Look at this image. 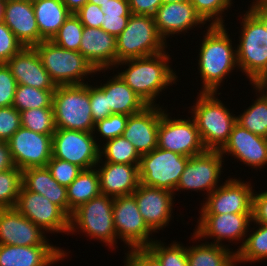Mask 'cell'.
<instances>
[{
    "mask_svg": "<svg viewBox=\"0 0 267 266\" xmlns=\"http://www.w3.org/2000/svg\"><path fill=\"white\" fill-rule=\"evenodd\" d=\"M68 10L75 14L88 0H62Z\"/></svg>",
    "mask_w": 267,
    "mask_h": 266,
    "instance_id": "11a10c76",
    "label": "cell"
},
{
    "mask_svg": "<svg viewBox=\"0 0 267 266\" xmlns=\"http://www.w3.org/2000/svg\"><path fill=\"white\" fill-rule=\"evenodd\" d=\"M54 91L17 85L12 106L19 112L35 108H53Z\"/></svg>",
    "mask_w": 267,
    "mask_h": 266,
    "instance_id": "8d00e7d4",
    "label": "cell"
},
{
    "mask_svg": "<svg viewBox=\"0 0 267 266\" xmlns=\"http://www.w3.org/2000/svg\"><path fill=\"white\" fill-rule=\"evenodd\" d=\"M216 94L221 93L200 92L195 105L191 107V117L195 120L206 150H221L236 124L235 114L230 113Z\"/></svg>",
    "mask_w": 267,
    "mask_h": 266,
    "instance_id": "3957f363",
    "label": "cell"
},
{
    "mask_svg": "<svg viewBox=\"0 0 267 266\" xmlns=\"http://www.w3.org/2000/svg\"><path fill=\"white\" fill-rule=\"evenodd\" d=\"M22 127L41 134L56 131L53 108H35L20 112Z\"/></svg>",
    "mask_w": 267,
    "mask_h": 266,
    "instance_id": "f35d334b",
    "label": "cell"
},
{
    "mask_svg": "<svg viewBox=\"0 0 267 266\" xmlns=\"http://www.w3.org/2000/svg\"><path fill=\"white\" fill-rule=\"evenodd\" d=\"M33 47L56 86L85 84L89 74L106 71L96 70L79 51L64 49L51 40H44Z\"/></svg>",
    "mask_w": 267,
    "mask_h": 266,
    "instance_id": "277c9868",
    "label": "cell"
},
{
    "mask_svg": "<svg viewBox=\"0 0 267 266\" xmlns=\"http://www.w3.org/2000/svg\"><path fill=\"white\" fill-rule=\"evenodd\" d=\"M135 201L147 226L153 231L163 230L172 220L174 193L161 188L138 185L133 193ZM174 197V198H173Z\"/></svg>",
    "mask_w": 267,
    "mask_h": 266,
    "instance_id": "ac0fdd59",
    "label": "cell"
},
{
    "mask_svg": "<svg viewBox=\"0 0 267 266\" xmlns=\"http://www.w3.org/2000/svg\"><path fill=\"white\" fill-rule=\"evenodd\" d=\"M17 82L6 63H0V107L12 106Z\"/></svg>",
    "mask_w": 267,
    "mask_h": 266,
    "instance_id": "7dc6e473",
    "label": "cell"
},
{
    "mask_svg": "<svg viewBox=\"0 0 267 266\" xmlns=\"http://www.w3.org/2000/svg\"><path fill=\"white\" fill-rule=\"evenodd\" d=\"M252 218L253 223L267 225V190L253 193Z\"/></svg>",
    "mask_w": 267,
    "mask_h": 266,
    "instance_id": "816d5d0a",
    "label": "cell"
},
{
    "mask_svg": "<svg viewBox=\"0 0 267 266\" xmlns=\"http://www.w3.org/2000/svg\"><path fill=\"white\" fill-rule=\"evenodd\" d=\"M45 231L13 208H0V244L51 245Z\"/></svg>",
    "mask_w": 267,
    "mask_h": 266,
    "instance_id": "d6986e66",
    "label": "cell"
},
{
    "mask_svg": "<svg viewBox=\"0 0 267 266\" xmlns=\"http://www.w3.org/2000/svg\"><path fill=\"white\" fill-rule=\"evenodd\" d=\"M253 218L252 214H218V215H200L197 221L196 229L193 235H191V240L195 241L197 239L203 238H215L211 244H218L220 246L224 245L222 241L225 239L231 243V241L237 243V241L242 240V244L238 246L234 252L237 253L243 246L246 236L249 234V225H252Z\"/></svg>",
    "mask_w": 267,
    "mask_h": 266,
    "instance_id": "4fadbf2b",
    "label": "cell"
},
{
    "mask_svg": "<svg viewBox=\"0 0 267 266\" xmlns=\"http://www.w3.org/2000/svg\"><path fill=\"white\" fill-rule=\"evenodd\" d=\"M108 80L101 83L100 87L107 93L108 107L112 114L133 115L147 106L118 74Z\"/></svg>",
    "mask_w": 267,
    "mask_h": 266,
    "instance_id": "f1b7e54d",
    "label": "cell"
},
{
    "mask_svg": "<svg viewBox=\"0 0 267 266\" xmlns=\"http://www.w3.org/2000/svg\"><path fill=\"white\" fill-rule=\"evenodd\" d=\"M113 218L117 238L129 249L147 248L154 241L133 194L114 198Z\"/></svg>",
    "mask_w": 267,
    "mask_h": 266,
    "instance_id": "7c38bea8",
    "label": "cell"
},
{
    "mask_svg": "<svg viewBox=\"0 0 267 266\" xmlns=\"http://www.w3.org/2000/svg\"><path fill=\"white\" fill-rule=\"evenodd\" d=\"M253 193L251 183L228 178L206 198L200 215L252 214Z\"/></svg>",
    "mask_w": 267,
    "mask_h": 266,
    "instance_id": "2e32d148",
    "label": "cell"
},
{
    "mask_svg": "<svg viewBox=\"0 0 267 266\" xmlns=\"http://www.w3.org/2000/svg\"><path fill=\"white\" fill-rule=\"evenodd\" d=\"M104 157V162L120 164H139L141 156L134 145L123 136L107 140L100 146V158Z\"/></svg>",
    "mask_w": 267,
    "mask_h": 266,
    "instance_id": "d590c367",
    "label": "cell"
},
{
    "mask_svg": "<svg viewBox=\"0 0 267 266\" xmlns=\"http://www.w3.org/2000/svg\"><path fill=\"white\" fill-rule=\"evenodd\" d=\"M21 186V169L14 167L0 172V208L15 207Z\"/></svg>",
    "mask_w": 267,
    "mask_h": 266,
    "instance_id": "60d3db41",
    "label": "cell"
},
{
    "mask_svg": "<svg viewBox=\"0 0 267 266\" xmlns=\"http://www.w3.org/2000/svg\"><path fill=\"white\" fill-rule=\"evenodd\" d=\"M23 47L11 29L4 22H0V63H6Z\"/></svg>",
    "mask_w": 267,
    "mask_h": 266,
    "instance_id": "bcb514c9",
    "label": "cell"
},
{
    "mask_svg": "<svg viewBox=\"0 0 267 266\" xmlns=\"http://www.w3.org/2000/svg\"><path fill=\"white\" fill-rule=\"evenodd\" d=\"M162 108L160 105L146 106L141 112L128 117L122 136L134 145L140 156L157 147Z\"/></svg>",
    "mask_w": 267,
    "mask_h": 266,
    "instance_id": "ffe728a7",
    "label": "cell"
},
{
    "mask_svg": "<svg viewBox=\"0 0 267 266\" xmlns=\"http://www.w3.org/2000/svg\"><path fill=\"white\" fill-rule=\"evenodd\" d=\"M5 1H0V22H3Z\"/></svg>",
    "mask_w": 267,
    "mask_h": 266,
    "instance_id": "94428289",
    "label": "cell"
},
{
    "mask_svg": "<svg viewBox=\"0 0 267 266\" xmlns=\"http://www.w3.org/2000/svg\"><path fill=\"white\" fill-rule=\"evenodd\" d=\"M131 14L154 16L162 0H128Z\"/></svg>",
    "mask_w": 267,
    "mask_h": 266,
    "instance_id": "f5cc1de1",
    "label": "cell"
},
{
    "mask_svg": "<svg viewBox=\"0 0 267 266\" xmlns=\"http://www.w3.org/2000/svg\"><path fill=\"white\" fill-rule=\"evenodd\" d=\"M254 224L258 225L254 228H258L246 236L242 248L236 253V264L267 260V225Z\"/></svg>",
    "mask_w": 267,
    "mask_h": 266,
    "instance_id": "836d02e7",
    "label": "cell"
},
{
    "mask_svg": "<svg viewBox=\"0 0 267 266\" xmlns=\"http://www.w3.org/2000/svg\"><path fill=\"white\" fill-rule=\"evenodd\" d=\"M128 117L129 115L111 114L95 123L93 133L100 134L104 141L120 137L126 128Z\"/></svg>",
    "mask_w": 267,
    "mask_h": 266,
    "instance_id": "7bdbcfd3",
    "label": "cell"
},
{
    "mask_svg": "<svg viewBox=\"0 0 267 266\" xmlns=\"http://www.w3.org/2000/svg\"><path fill=\"white\" fill-rule=\"evenodd\" d=\"M21 126L20 112L16 108L0 107V141L7 142Z\"/></svg>",
    "mask_w": 267,
    "mask_h": 266,
    "instance_id": "f6af8a7d",
    "label": "cell"
},
{
    "mask_svg": "<svg viewBox=\"0 0 267 266\" xmlns=\"http://www.w3.org/2000/svg\"><path fill=\"white\" fill-rule=\"evenodd\" d=\"M253 85L267 98V73L260 77Z\"/></svg>",
    "mask_w": 267,
    "mask_h": 266,
    "instance_id": "9f6ffc18",
    "label": "cell"
},
{
    "mask_svg": "<svg viewBox=\"0 0 267 266\" xmlns=\"http://www.w3.org/2000/svg\"><path fill=\"white\" fill-rule=\"evenodd\" d=\"M40 43L52 40L71 12L62 0H32Z\"/></svg>",
    "mask_w": 267,
    "mask_h": 266,
    "instance_id": "f546056e",
    "label": "cell"
},
{
    "mask_svg": "<svg viewBox=\"0 0 267 266\" xmlns=\"http://www.w3.org/2000/svg\"><path fill=\"white\" fill-rule=\"evenodd\" d=\"M90 109L95 123L112 114L108 107L107 93L100 86L90 85Z\"/></svg>",
    "mask_w": 267,
    "mask_h": 266,
    "instance_id": "c3c4849f",
    "label": "cell"
},
{
    "mask_svg": "<svg viewBox=\"0 0 267 266\" xmlns=\"http://www.w3.org/2000/svg\"><path fill=\"white\" fill-rule=\"evenodd\" d=\"M153 17L157 31L165 42L169 36L187 33L193 27H202L200 25L206 23L190 1L162 4Z\"/></svg>",
    "mask_w": 267,
    "mask_h": 266,
    "instance_id": "7402d4cb",
    "label": "cell"
},
{
    "mask_svg": "<svg viewBox=\"0 0 267 266\" xmlns=\"http://www.w3.org/2000/svg\"><path fill=\"white\" fill-rule=\"evenodd\" d=\"M52 135L37 133L21 126L7 141L15 166L22 171L46 167L52 157Z\"/></svg>",
    "mask_w": 267,
    "mask_h": 266,
    "instance_id": "e0dca14e",
    "label": "cell"
},
{
    "mask_svg": "<svg viewBox=\"0 0 267 266\" xmlns=\"http://www.w3.org/2000/svg\"><path fill=\"white\" fill-rule=\"evenodd\" d=\"M164 243L154 239L147 249L159 260L162 266H188L187 247L175 241L168 246Z\"/></svg>",
    "mask_w": 267,
    "mask_h": 266,
    "instance_id": "74e56055",
    "label": "cell"
},
{
    "mask_svg": "<svg viewBox=\"0 0 267 266\" xmlns=\"http://www.w3.org/2000/svg\"><path fill=\"white\" fill-rule=\"evenodd\" d=\"M263 22L267 30V9L250 8Z\"/></svg>",
    "mask_w": 267,
    "mask_h": 266,
    "instance_id": "6f0895ef",
    "label": "cell"
},
{
    "mask_svg": "<svg viewBox=\"0 0 267 266\" xmlns=\"http://www.w3.org/2000/svg\"><path fill=\"white\" fill-rule=\"evenodd\" d=\"M100 8L103 10V24L101 29L118 37L126 28L131 12L128 0H109Z\"/></svg>",
    "mask_w": 267,
    "mask_h": 266,
    "instance_id": "e575fe53",
    "label": "cell"
},
{
    "mask_svg": "<svg viewBox=\"0 0 267 266\" xmlns=\"http://www.w3.org/2000/svg\"><path fill=\"white\" fill-rule=\"evenodd\" d=\"M83 28L79 17L71 13L51 41L64 49L79 51Z\"/></svg>",
    "mask_w": 267,
    "mask_h": 266,
    "instance_id": "ab89813d",
    "label": "cell"
},
{
    "mask_svg": "<svg viewBox=\"0 0 267 266\" xmlns=\"http://www.w3.org/2000/svg\"><path fill=\"white\" fill-rule=\"evenodd\" d=\"M22 186L27 191L43 195L68 215L67 187L60 185L47 167L23 170Z\"/></svg>",
    "mask_w": 267,
    "mask_h": 266,
    "instance_id": "83f0119b",
    "label": "cell"
},
{
    "mask_svg": "<svg viewBox=\"0 0 267 266\" xmlns=\"http://www.w3.org/2000/svg\"><path fill=\"white\" fill-rule=\"evenodd\" d=\"M196 12L210 25H224L223 12L228 11L232 0H189Z\"/></svg>",
    "mask_w": 267,
    "mask_h": 266,
    "instance_id": "b9f144b4",
    "label": "cell"
},
{
    "mask_svg": "<svg viewBox=\"0 0 267 266\" xmlns=\"http://www.w3.org/2000/svg\"><path fill=\"white\" fill-rule=\"evenodd\" d=\"M16 167L12 159L9 143L0 141V172Z\"/></svg>",
    "mask_w": 267,
    "mask_h": 266,
    "instance_id": "db71d44e",
    "label": "cell"
},
{
    "mask_svg": "<svg viewBox=\"0 0 267 266\" xmlns=\"http://www.w3.org/2000/svg\"><path fill=\"white\" fill-rule=\"evenodd\" d=\"M88 2L101 6L109 2V0H88Z\"/></svg>",
    "mask_w": 267,
    "mask_h": 266,
    "instance_id": "91938a15",
    "label": "cell"
},
{
    "mask_svg": "<svg viewBox=\"0 0 267 266\" xmlns=\"http://www.w3.org/2000/svg\"><path fill=\"white\" fill-rule=\"evenodd\" d=\"M190 157L156 147L142 155L138 166L140 184L175 193Z\"/></svg>",
    "mask_w": 267,
    "mask_h": 266,
    "instance_id": "9c48e42d",
    "label": "cell"
},
{
    "mask_svg": "<svg viewBox=\"0 0 267 266\" xmlns=\"http://www.w3.org/2000/svg\"><path fill=\"white\" fill-rule=\"evenodd\" d=\"M46 167L52 177L62 186L68 187L82 171L80 167L67 161L51 157Z\"/></svg>",
    "mask_w": 267,
    "mask_h": 266,
    "instance_id": "ee69618b",
    "label": "cell"
},
{
    "mask_svg": "<svg viewBox=\"0 0 267 266\" xmlns=\"http://www.w3.org/2000/svg\"><path fill=\"white\" fill-rule=\"evenodd\" d=\"M113 202L114 198L100 194L81 204L70 217L69 233H86V237L103 241L114 249L118 238L114 227Z\"/></svg>",
    "mask_w": 267,
    "mask_h": 266,
    "instance_id": "ba28073f",
    "label": "cell"
},
{
    "mask_svg": "<svg viewBox=\"0 0 267 266\" xmlns=\"http://www.w3.org/2000/svg\"><path fill=\"white\" fill-rule=\"evenodd\" d=\"M53 115L58 129L93 132L95 122L90 109V84L56 86Z\"/></svg>",
    "mask_w": 267,
    "mask_h": 266,
    "instance_id": "8992f818",
    "label": "cell"
},
{
    "mask_svg": "<svg viewBox=\"0 0 267 266\" xmlns=\"http://www.w3.org/2000/svg\"><path fill=\"white\" fill-rule=\"evenodd\" d=\"M258 98L244 110L243 113L236 116V123L249 130L251 133L267 138V98L253 84Z\"/></svg>",
    "mask_w": 267,
    "mask_h": 266,
    "instance_id": "d6a6232c",
    "label": "cell"
},
{
    "mask_svg": "<svg viewBox=\"0 0 267 266\" xmlns=\"http://www.w3.org/2000/svg\"><path fill=\"white\" fill-rule=\"evenodd\" d=\"M251 4L250 8L267 9V0H253Z\"/></svg>",
    "mask_w": 267,
    "mask_h": 266,
    "instance_id": "680465c9",
    "label": "cell"
},
{
    "mask_svg": "<svg viewBox=\"0 0 267 266\" xmlns=\"http://www.w3.org/2000/svg\"><path fill=\"white\" fill-rule=\"evenodd\" d=\"M220 152L222 155L234 156L257 170L267 165V138L255 135L236 123L228 142Z\"/></svg>",
    "mask_w": 267,
    "mask_h": 266,
    "instance_id": "44dd1931",
    "label": "cell"
},
{
    "mask_svg": "<svg viewBox=\"0 0 267 266\" xmlns=\"http://www.w3.org/2000/svg\"><path fill=\"white\" fill-rule=\"evenodd\" d=\"M79 52L96 70H112L117 63L116 37L101 28L84 26Z\"/></svg>",
    "mask_w": 267,
    "mask_h": 266,
    "instance_id": "cb8c5ba5",
    "label": "cell"
},
{
    "mask_svg": "<svg viewBox=\"0 0 267 266\" xmlns=\"http://www.w3.org/2000/svg\"><path fill=\"white\" fill-rule=\"evenodd\" d=\"M185 1H189V0H162V3L166 4V3H171V2H185Z\"/></svg>",
    "mask_w": 267,
    "mask_h": 266,
    "instance_id": "6125c7cd",
    "label": "cell"
},
{
    "mask_svg": "<svg viewBox=\"0 0 267 266\" xmlns=\"http://www.w3.org/2000/svg\"><path fill=\"white\" fill-rule=\"evenodd\" d=\"M14 208L46 233L70 234V217L41 194L27 191L21 186Z\"/></svg>",
    "mask_w": 267,
    "mask_h": 266,
    "instance_id": "9a60e30c",
    "label": "cell"
},
{
    "mask_svg": "<svg viewBox=\"0 0 267 266\" xmlns=\"http://www.w3.org/2000/svg\"><path fill=\"white\" fill-rule=\"evenodd\" d=\"M117 63L160 54L167 42L160 36L154 17L131 14L126 28L116 37Z\"/></svg>",
    "mask_w": 267,
    "mask_h": 266,
    "instance_id": "52a82bcc",
    "label": "cell"
},
{
    "mask_svg": "<svg viewBox=\"0 0 267 266\" xmlns=\"http://www.w3.org/2000/svg\"><path fill=\"white\" fill-rule=\"evenodd\" d=\"M207 28L199 44L198 70L203 80L200 92L217 93L226 75L238 68L237 52L225 25H208Z\"/></svg>",
    "mask_w": 267,
    "mask_h": 266,
    "instance_id": "7a4b0ae2",
    "label": "cell"
},
{
    "mask_svg": "<svg viewBox=\"0 0 267 266\" xmlns=\"http://www.w3.org/2000/svg\"><path fill=\"white\" fill-rule=\"evenodd\" d=\"M162 109L158 127L157 147L192 157L206 151L193 118L172 119ZM192 119V120H191Z\"/></svg>",
    "mask_w": 267,
    "mask_h": 266,
    "instance_id": "8fae6325",
    "label": "cell"
},
{
    "mask_svg": "<svg viewBox=\"0 0 267 266\" xmlns=\"http://www.w3.org/2000/svg\"><path fill=\"white\" fill-rule=\"evenodd\" d=\"M224 156L220 150H206L188 159L185 170L180 176L176 191H206L208 196L220 186V176Z\"/></svg>",
    "mask_w": 267,
    "mask_h": 266,
    "instance_id": "5bb4252c",
    "label": "cell"
},
{
    "mask_svg": "<svg viewBox=\"0 0 267 266\" xmlns=\"http://www.w3.org/2000/svg\"><path fill=\"white\" fill-rule=\"evenodd\" d=\"M138 166L139 164L104 162L100 158L95 167L99 175L101 194L112 198L133 194L140 183Z\"/></svg>",
    "mask_w": 267,
    "mask_h": 266,
    "instance_id": "603a6c76",
    "label": "cell"
},
{
    "mask_svg": "<svg viewBox=\"0 0 267 266\" xmlns=\"http://www.w3.org/2000/svg\"><path fill=\"white\" fill-rule=\"evenodd\" d=\"M94 135L93 132L56 128L52 135V157L82 170L94 168L100 160V144Z\"/></svg>",
    "mask_w": 267,
    "mask_h": 266,
    "instance_id": "30bf717a",
    "label": "cell"
},
{
    "mask_svg": "<svg viewBox=\"0 0 267 266\" xmlns=\"http://www.w3.org/2000/svg\"><path fill=\"white\" fill-rule=\"evenodd\" d=\"M170 55L166 51L143 58H132L116 63L128 68L117 72L123 81L145 102L155 106V100L167 86L175 84L178 76L169 65ZM157 97V98H156Z\"/></svg>",
    "mask_w": 267,
    "mask_h": 266,
    "instance_id": "6da1fadb",
    "label": "cell"
},
{
    "mask_svg": "<svg viewBox=\"0 0 267 266\" xmlns=\"http://www.w3.org/2000/svg\"><path fill=\"white\" fill-rule=\"evenodd\" d=\"M127 252L124 266H162L147 248H133Z\"/></svg>",
    "mask_w": 267,
    "mask_h": 266,
    "instance_id": "f907efd6",
    "label": "cell"
},
{
    "mask_svg": "<svg viewBox=\"0 0 267 266\" xmlns=\"http://www.w3.org/2000/svg\"><path fill=\"white\" fill-rule=\"evenodd\" d=\"M101 194L99 175L96 167L82 170L77 178L67 187L68 216L81 204Z\"/></svg>",
    "mask_w": 267,
    "mask_h": 266,
    "instance_id": "1f68e13d",
    "label": "cell"
},
{
    "mask_svg": "<svg viewBox=\"0 0 267 266\" xmlns=\"http://www.w3.org/2000/svg\"><path fill=\"white\" fill-rule=\"evenodd\" d=\"M75 14L84 26L101 28L103 24V10L96 4L86 2Z\"/></svg>",
    "mask_w": 267,
    "mask_h": 266,
    "instance_id": "681fc988",
    "label": "cell"
},
{
    "mask_svg": "<svg viewBox=\"0 0 267 266\" xmlns=\"http://www.w3.org/2000/svg\"><path fill=\"white\" fill-rule=\"evenodd\" d=\"M3 22L24 47H33L40 43L32 0H6Z\"/></svg>",
    "mask_w": 267,
    "mask_h": 266,
    "instance_id": "4316f807",
    "label": "cell"
},
{
    "mask_svg": "<svg viewBox=\"0 0 267 266\" xmlns=\"http://www.w3.org/2000/svg\"><path fill=\"white\" fill-rule=\"evenodd\" d=\"M243 15L240 40L236 44L237 64L252 85L267 73V30L250 8Z\"/></svg>",
    "mask_w": 267,
    "mask_h": 266,
    "instance_id": "5b68a950",
    "label": "cell"
},
{
    "mask_svg": "<svg viewBox=\"0 0 267 266\" xmlns=\"http://www.w3.org/2000/svg\"><path fill=\"white\" fill-rule=\"evenodd\" d=\"M18 85L55 90L56 85L43 67L34 47H23L6 62Z\"/></svg>",
    "mask_w": 267,
    "mask_h": 266,
    "instance_id": "d4e9b609",
    "label": "cell"
},
{
    "mask_svg": "<svg viewBox=\"0 0 267 266\" xmlns=\"http://www.w3.org/2000/svg\"><path fill=\"white\" fill-rule=\"evenodd\" d=\"M188 266H235L236 253L209 242L187 246Z\"/></svg>",
    "mask_w": 267,
    "mask_h": 266,
    "instance_id": "4dcf8cb0",
    "label": "cell"
},
{
    "mask_svg": "<svg viewBox=\"0 0 267 266\" xmlns=\"http://www.w3.org/2000/svg\"><path fill=\"white\" fill-rule=\"evenodd\" d=\"M54 245L20 246L0 244V266H50L69 256ZM57 261V262H56Z\"/></svg>",
    "mask_w": 267,
    "mask_h": 266,
    "instance_id": "484cf974",
    "label": "cell"
}]
</instances>
